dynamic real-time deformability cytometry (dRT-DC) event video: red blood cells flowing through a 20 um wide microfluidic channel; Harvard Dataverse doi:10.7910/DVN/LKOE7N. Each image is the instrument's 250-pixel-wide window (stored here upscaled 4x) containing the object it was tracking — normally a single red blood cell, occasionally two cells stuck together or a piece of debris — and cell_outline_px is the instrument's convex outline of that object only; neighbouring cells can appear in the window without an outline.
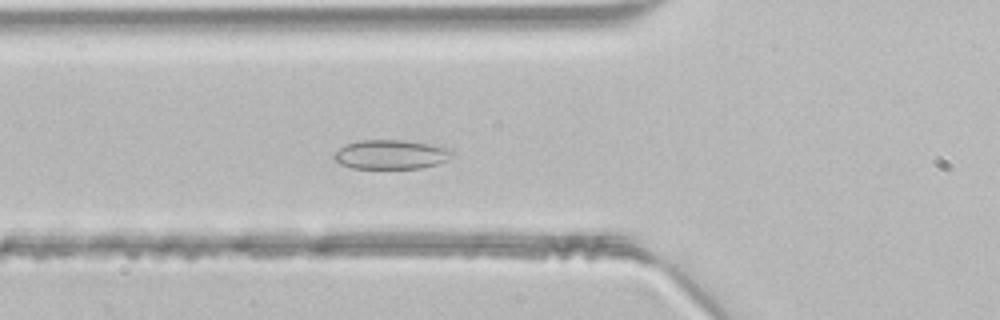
{"species": "common noctule bat (a hibernating species)", "species_latin": "Nyctalus noctula", "temperature_condition": "room temperature", "stored_images_in_passage": 47, "segment_of_instrument_passage": [1, 2], "camera_frame_rate_fps": 3000, "um_per_image_px": 0.085, "animal": {"sex": "male", "body_mass_g": 21.5, "forearm_length_mm": 52.0}, "frame": {"image": 1, "passage_image": 16, "time_ms": 5.0, "image_size_px": [1000, 320], "cell_outline_px": [[456, 152], [448, 160], [436, 164], [420, 168], [352, 168], [340, 164], [332, 160], [332, 156], [340, 148], [348, 144], [360, 140], [404, 140], [440, 144], [452, 148]], "centroid_in_image_um": [33.31, 13.12], "position_along_channel_um": 92.5, "area_um2": 20.58}}
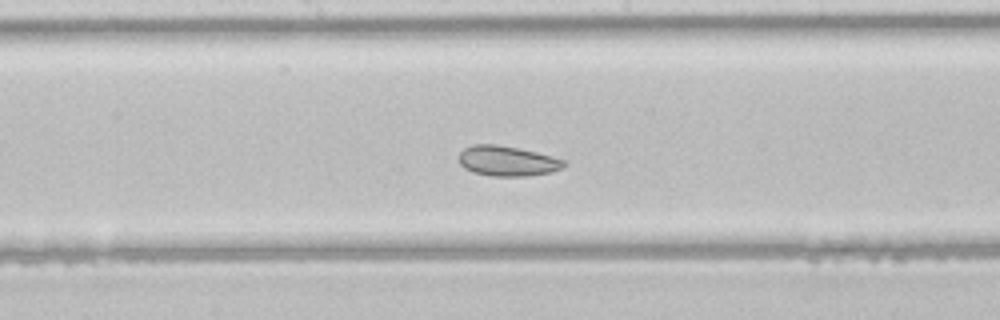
{"frame": {"image": 2, "passage_image": 24, "time_ms": 7.667, "image_size_px": [1000, 320], "cell_outline_px": [[568, 164], [552, 172], [528, 176], [492, 176], [472, 172], [464, 168], [460, 164], [460, 152], [464, 148], [472, 144], [496, 144], [536, 152], [552, 156], [564, 160]], "centroid_in_image_um": [43.12, 13.69], "position_along_channel_um": 205.1, "area_um2": 18.44}}
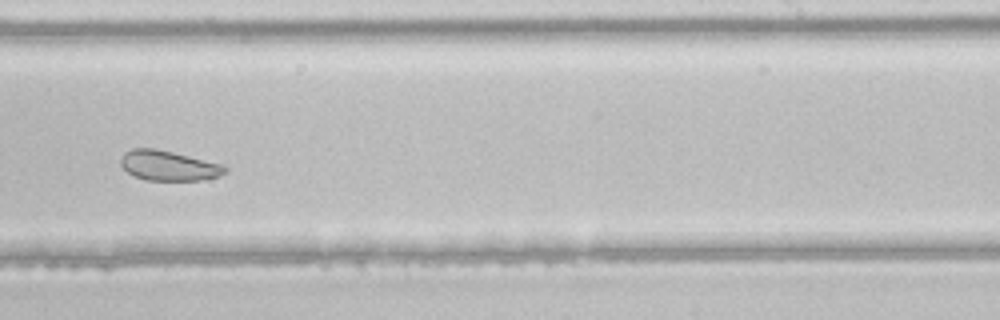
{"frame": {"image": 3, "passage_image": 29, "time_ms": 9.333, "image_size_px": [1000, 320], "cell_outline_px": [[228, 168], [220, 176], [200, 180], [148, 180], [136, 176], [128, 172], [120, 164], [120, 160], [124, 152], [132, 148], [156, 148], [220, 164]], "centroid_in_image_um": [14.29, 14.07], "position_along_channel_um": 274.7, "area_um2": 17.92}}